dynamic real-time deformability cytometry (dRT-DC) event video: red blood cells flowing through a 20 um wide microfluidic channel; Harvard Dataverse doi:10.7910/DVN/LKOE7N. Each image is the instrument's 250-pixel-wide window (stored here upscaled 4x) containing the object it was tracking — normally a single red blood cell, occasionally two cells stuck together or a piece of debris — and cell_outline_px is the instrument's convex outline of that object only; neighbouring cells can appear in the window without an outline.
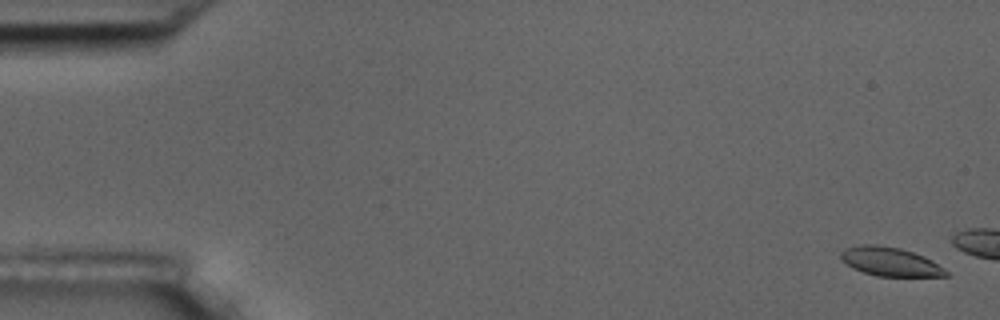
{"species": "common noctule bat (a hibernating species)", "species_latin": "Nyctalus noctula", "temperature_condition": "room temperature", "stored_images_in_passage": 4, "camera_frame_rate_fps": 3000, "um_per_image_px": 0.085, "animal": {"sex": "male", "body_mass_g": 17.5, "forearm_length_mm": 52.3}, "frame": {"image": 1, "passage_image": 1, "time_ms": 0.0, "image_size_px": [1000, 320], "cell_outline_px": [[948, 276], [876, 276], [852, 268], [840, 256], [840, 252], [844, 248], [860, 244], [876, 244], [900, 248], [924, 256], [932, 260], [944, 268], [948, 272]], "centroid_in_image_um": [75.66, 22.23], "position_along_channel_um": 9.3, "area_um2": 17.63}}